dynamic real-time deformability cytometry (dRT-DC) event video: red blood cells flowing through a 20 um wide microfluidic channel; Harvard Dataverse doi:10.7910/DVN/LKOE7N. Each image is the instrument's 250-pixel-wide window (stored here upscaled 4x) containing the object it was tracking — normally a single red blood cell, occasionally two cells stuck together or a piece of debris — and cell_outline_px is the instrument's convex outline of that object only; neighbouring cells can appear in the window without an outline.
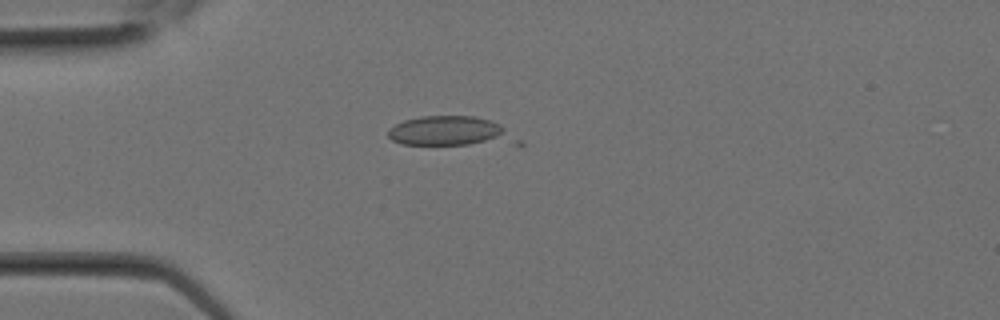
{"species": "Egyptian fruit bat (a non-hibernating species)", "species_latin": "Rousettus aegyptiacus", "temperature_condition": "room temperature", "stored_images_in_passage": 10, "camera_frame_rate_fps": 3000, "um_per_image_px": 0.085, "animal": {"sex": "female"}, "frame": {"image": 1, "passage_image": 6, "time_ms": 1.667, "image_size_px": [1000, 320], "cell_outline_px": [[524, 144], [520, 148], [404, 144], [392, 140], [388, 136], [388, 132], [396, 124], [404, 120], [420, 116], [476, 116], [500, 124], [524, 140]], "centroid_in_image_um": [38.61, 11.25], "position_along_channel_um": 46.4, "area_um2": 24.16}}
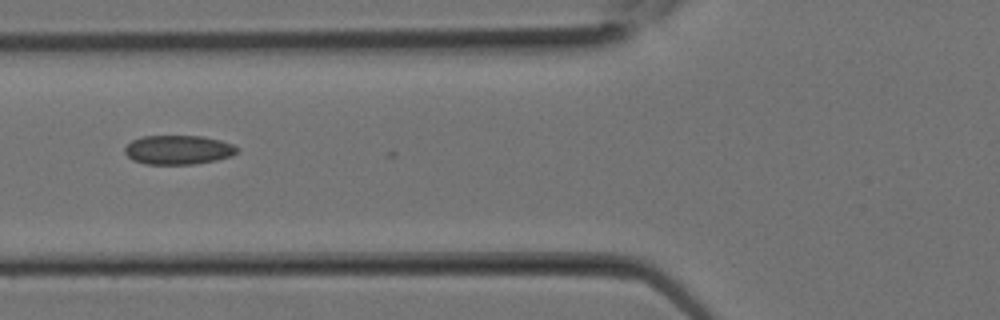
{"frame": {"image": 2, "passage_image": 9, "time_ms": 2.667, "image_size_px": [1000, 320], "cell_outline_px": [[240, 152], [232, 156], [216, 160], [196, 164], [144, 164], [132, 160], [124, 152], [124, 148], [132, 140], [144, 136], [204, 136], [220, 140], [232, 144], [240, 148]], "centroid_in_image_um": [15.19, 12.74], "position_along_channel_um": 110.6, "area_um2": 19.31}}